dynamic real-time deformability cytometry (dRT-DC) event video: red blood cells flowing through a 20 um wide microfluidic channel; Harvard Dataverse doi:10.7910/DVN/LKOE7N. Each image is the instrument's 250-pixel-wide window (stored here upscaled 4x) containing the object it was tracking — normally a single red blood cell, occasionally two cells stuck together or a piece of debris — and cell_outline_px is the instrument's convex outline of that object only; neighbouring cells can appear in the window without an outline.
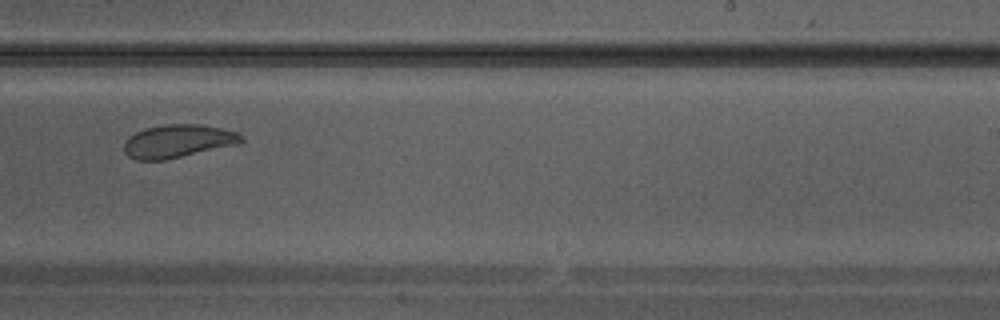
{"species": "Egyptian fruit bat (a non-hibernating species)", "species_latin": "Rousettus aegyptiacus", "temperature_condition": "warm", "stored_images_in_passage": 24, "camera_frame_rate_fps": 3000, "um_per_image_px": 0.085, "animal": {"sex": "male"}, "frame": {"image": 1, "passage_image": 14, "time_ms": 4.333, "image_size_px": [1000, 320], "cell_outline_px": [[244, 140], [240, 144], [164, 160], [136, 160], [128, 156], [124, 152], [124, 144], [128, 136], [144, 128], [164, 124], [200, 124], [220, 128], [236, 132], [244, 136]], "centroid_in_image_um": [15.12, 11.99], "position_along_channel_um": 273.9, "area_um2": 22.77}}